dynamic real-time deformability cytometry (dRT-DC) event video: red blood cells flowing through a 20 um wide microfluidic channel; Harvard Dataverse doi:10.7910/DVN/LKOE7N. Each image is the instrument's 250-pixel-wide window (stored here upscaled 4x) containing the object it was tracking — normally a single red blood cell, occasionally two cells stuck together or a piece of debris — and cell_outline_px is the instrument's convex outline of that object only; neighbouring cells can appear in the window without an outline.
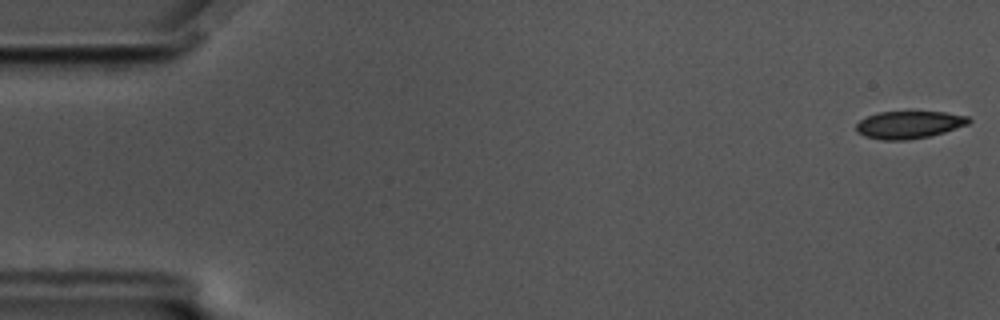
{"species": "common noctule bat (a hibernating species)", "species_latin": "Nyctalus noctula", "temperature_condition": "cold", "stored_images_in_passage": 10, "camera_frame_rate_fps": 3000, "um_per_image_px": 0.085, "animal": {"sex": "male", "body_mass_g": 17.5, "forearm_length_mm": 52.3}, "frame": {"image": 1, "passage_image": 1, "time_ms": 0.0, "image_size_px": [1000, 320], "cell_outline_px": [[972, 120], [968, 124], [944, 132], [928, 136], [908, 140], [880, 140], [864, 136], [856, 132], [856, 124], [860, 120], [868, 116], [880, 112], [944, 112], [968, 116]], "centroid_in_image_um": [77.25, 10.61], "position_along_channel_um": 7.7, "area_um2": 17.98}}